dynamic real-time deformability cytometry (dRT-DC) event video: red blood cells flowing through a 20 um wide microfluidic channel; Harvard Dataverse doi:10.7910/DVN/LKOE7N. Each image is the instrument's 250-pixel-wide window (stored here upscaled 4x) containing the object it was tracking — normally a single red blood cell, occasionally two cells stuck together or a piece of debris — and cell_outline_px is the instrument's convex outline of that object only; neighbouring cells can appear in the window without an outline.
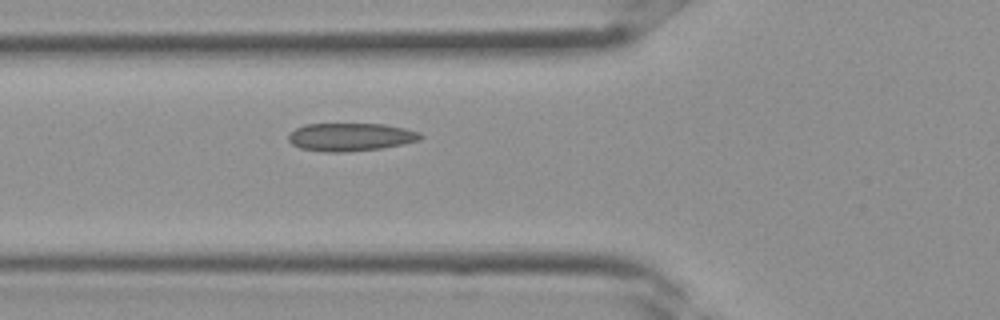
{"species": "Egyptian fruit bat (a non-hibernating species)", "species_latin": "Rousettus aegyptiacus", "temperature_condition": "room temperature", "stored_images_in_passage": 5, "camera_frame_rate_fps": 3000, "um_per_image_px": 0.085, "frame": {"image": 1, "passage_image": 5, "time_ms": 1.333, "image_size_px": [1000, 320], "cell_outline_px": [[424, 136], [420, 140], [404, 144], [380, 148], [344, 152], [324, 152], [300, 148], [292, 144], [288, 140], [288, 136], [296, 128], [304, 124], [384, 124], [404, 128], [420, 132]], "centroid_in_image_um": [29.81, 11.64], "position_along_channel_um": 96.0, "area_um2": 21.56}}